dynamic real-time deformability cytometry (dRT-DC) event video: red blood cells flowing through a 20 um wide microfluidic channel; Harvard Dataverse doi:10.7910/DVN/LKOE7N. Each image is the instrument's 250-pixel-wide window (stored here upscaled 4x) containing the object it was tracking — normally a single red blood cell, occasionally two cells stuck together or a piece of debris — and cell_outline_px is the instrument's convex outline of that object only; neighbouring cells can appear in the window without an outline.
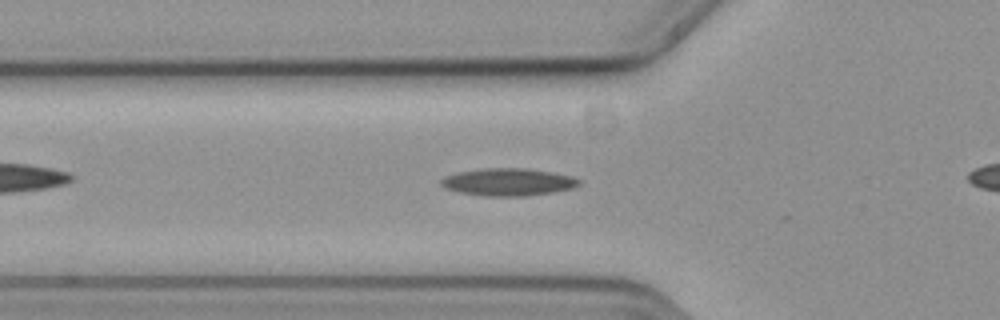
{"species": "common noctule bat (a hibernating species)", "species_latin": "Nyctalus noctula", "temperature_condition": "cold", "stored_images_in_passage": 38, "camera_frame_rate_fps": 3000, "um_per_image_px": 0.085, "animal": {"sex": "female", "body_mass_g": 19.3, "forearm_length_mm": 54.1}, "frame": {"image": 1, "passage_image": 9, "time_ms": 2.667, "image_size_px": [1000, 320], "cell_outline_px": [[580, 184], [572, 188], [552, 192], [524, 196], [484, 196], [460, 192], [448, 188], [440, 184], [440, 180], [444, 176], [456, 172], [484, 168], [524, 168], [572, 176], [580, 180]], "centroid_in_image_um": [43.16, 15.47], "position_along_channel_um": 82.6, "area_um2": 21.85}}
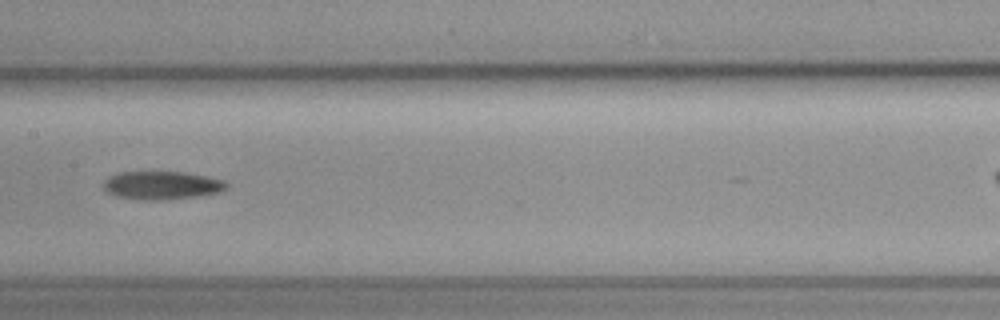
{"frame": {"image": 2, "passage_image": 18, "time_ms": 5.667, "image_size_px": [1000, 320], "cell_outline_px": [[228, 188], [220, 192], [200, 196], [164, 200], [136, 200], [116, 196], [108, 192], [104, 188], [104, 180], [120, 172], [184, 172], [224, 180], [228, 184]], "centroid_in_image_um": [13.78, 15.77], "position_along_channel_um": 193.6, "area_um2": 20.29}}
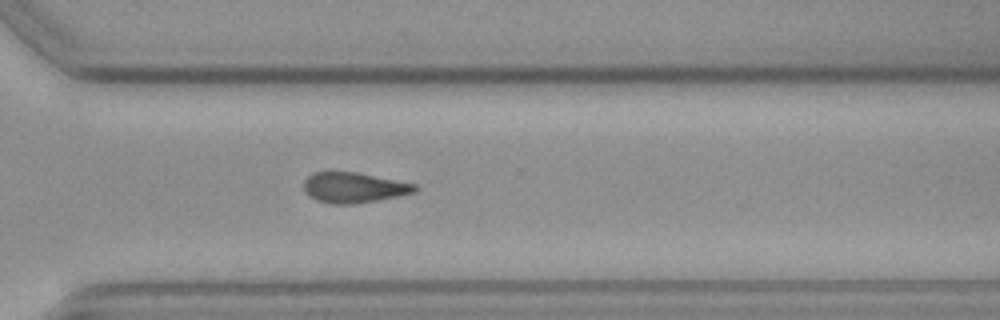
{"frame": {"image": 3, "passage_image": 30, "time_ms": 9.667, "image_size_px": [1000, 320], "cell_outline_px": [[416, 192], [376, 200], [352, 204], [332, 204], [316, 200], [304, 188], [304, 180], [312, 172], [356, 172], [416, 184]], "centroid_in_image_um": [30.06, 15.94], "position_along_channel_um": 340.5, "area_um2": 19.31}}